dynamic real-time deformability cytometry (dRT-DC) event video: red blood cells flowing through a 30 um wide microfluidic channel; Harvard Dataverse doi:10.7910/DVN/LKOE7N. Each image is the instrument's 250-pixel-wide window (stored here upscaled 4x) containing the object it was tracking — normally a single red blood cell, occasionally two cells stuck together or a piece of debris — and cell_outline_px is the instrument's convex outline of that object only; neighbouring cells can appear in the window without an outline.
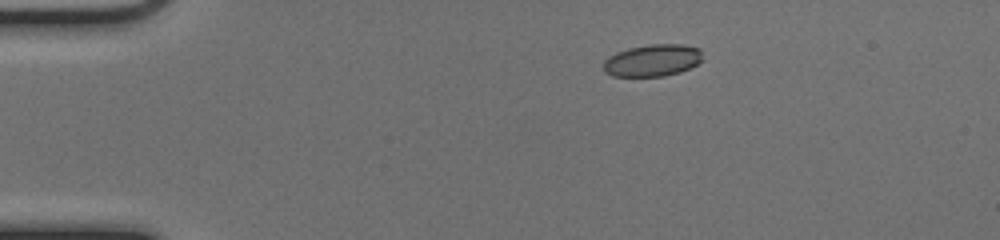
{"species": "common noctule bat (a hibernating species)", "species_latin": "Nyctalus noctula", "temperature_condition": "cold", "stored_images_in_passage": 43, "camera_frame_rate_fps": 3000, "um_per_image_px": 0.085, "animal": {"sex": "female", "body_mass_g": 17.0, "forearm_length_mm": 48.0}, "frame": {"image": 1, "passage_image": 1, "time_ms": 0.0, "image_size_px": [1000, 240], "cell_outline_px": [[704, 60], [680, 72], [664, 76], [612, 76], [604, 72], [604, 60], [608, 56], [616, 52], [628, 48], [648, 44], [684, 44], [700, 48]], "centroid_in_image_um": [55.47, 5.12], "position_along_channel_um": 29.5, "area_um2": 18.73}}
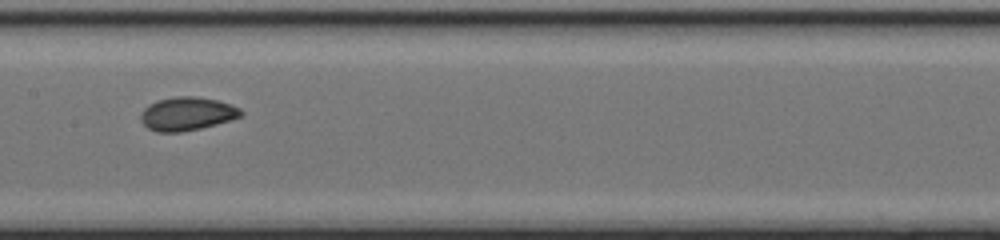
{"frame": {"image": 2, "passage_image": 18, "time_ms": 5.667, "image_size_px": [1000, 240], "cell_outline_px": [[244, 112], [240, 116], [216, 124], [200, 128], [180, 132], [156, 132], [148, 128], [140, 120], [140, 116], [144, 108], [148, 104], [156, 100], [176, 96], [196, 96], [216, 100], [232, 104], [240, 108]], "centroid_in_image_um": [15.87, 9.66], "position_along_channel_um": 191.5, "area_um2": 19.54}}
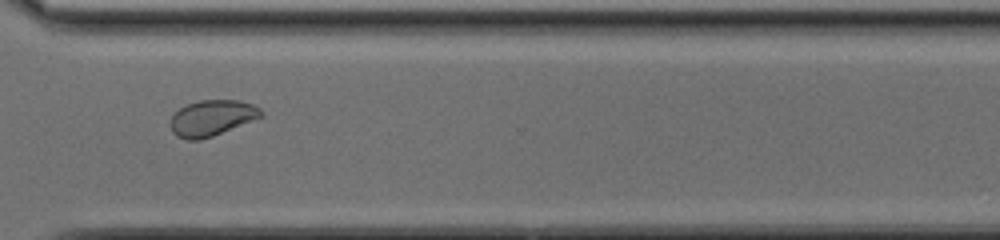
{"frame": {"image": 3, "passage_image": 30, "time_ms": 9.667, "image_size_px": [1000, 240], "cell_outline_px": [[264, 116], [212, 136], [200, 140], [188, 140], [176, 136], [172, 132], [172, 116], [180, 108], [188, 104], [200, 100], [240, 100], [252, 104], [260, 108], [264, 112]], "centroid_in_image_um": [18.05, 10.02], "position_along_channel_um": 352.6, "area_um2": 18.79}, "authors_computed_cell_mechanics": {"area_um2": 19.1896, "velocity_mm_per_s": 4.0374, "shape_relaxation_time_tau1_ms": 2.8801, "shape_relaxation_time_tau2_ms": 1.2189, "deformation_change_tau1": 0.0991, "deformation_change_tau2": 0.0423}}